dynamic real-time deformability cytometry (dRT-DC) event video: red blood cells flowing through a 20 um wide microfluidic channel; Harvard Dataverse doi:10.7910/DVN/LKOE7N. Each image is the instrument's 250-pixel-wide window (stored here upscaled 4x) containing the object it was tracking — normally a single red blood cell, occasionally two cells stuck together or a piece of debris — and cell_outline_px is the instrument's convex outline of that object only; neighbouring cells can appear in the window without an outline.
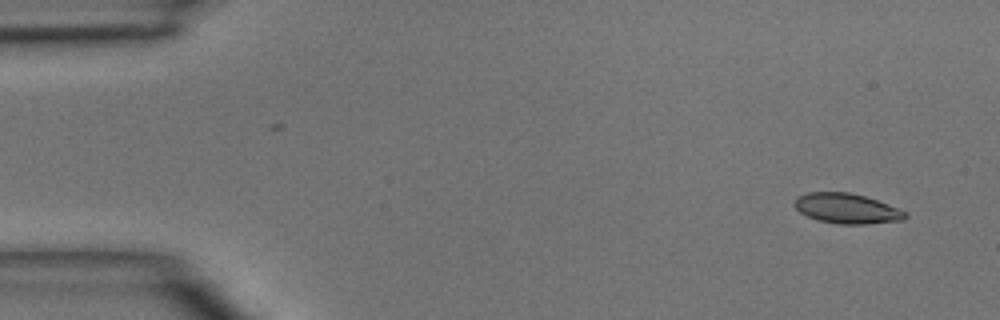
{"species": "common noctule bat (a hibernating species)", "species_latin": "Nyctalus noctula", "temperature_condition": "room temperature", "stored_images_in_passage": 8, "camera_frame_rate_fps": 3000, "um_per_image_px": 0.085, "animal": {"sex": "male", "body_mass_g": 15.6}, "frame": {"image": 1, "passage_image": 1, "time_ms": 0.0, "image_size_px": [1000, 320], "cell_outline_px": [[908, 216], [904, 220], [864, 224], [836, 224], [816, 220], [800, 212], [792, 204], [796, 196], [808, 192], [848, 192], [864, 196], [876, 200], [908, 212]], "centroid_in_image_um": [71.95, 17.72], "position_along_channel_um": 13.1, "area_um2": 19.54}}
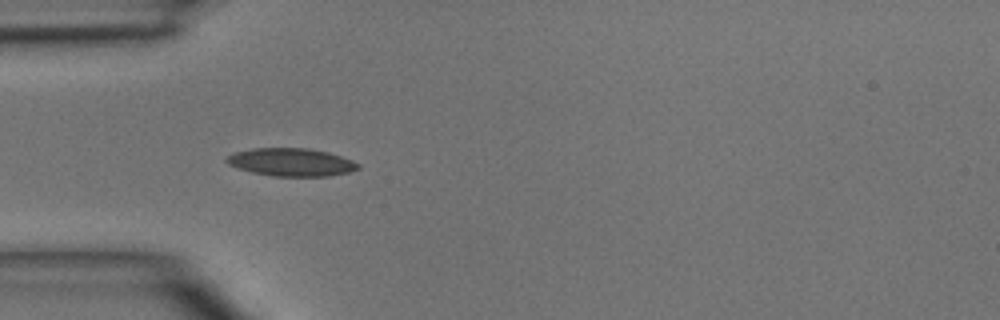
{"frame": {"image": 2, "passage_image": 4, "time_ms": 3.667, "image_size_px": [1000, 320], "cell_outline_px": [[360, 168], [348, 172], [328, 176], [272, 176], [252, 172], [228, 164], [224, 160], [232, 152], [252, 148], [308, 148], [328, 152], [352, 160], [360, 164]], "centroid_in_image_um": [24.74, 13.78], "position_along_channel_um": 60.3, "area_um2": 21.39}}